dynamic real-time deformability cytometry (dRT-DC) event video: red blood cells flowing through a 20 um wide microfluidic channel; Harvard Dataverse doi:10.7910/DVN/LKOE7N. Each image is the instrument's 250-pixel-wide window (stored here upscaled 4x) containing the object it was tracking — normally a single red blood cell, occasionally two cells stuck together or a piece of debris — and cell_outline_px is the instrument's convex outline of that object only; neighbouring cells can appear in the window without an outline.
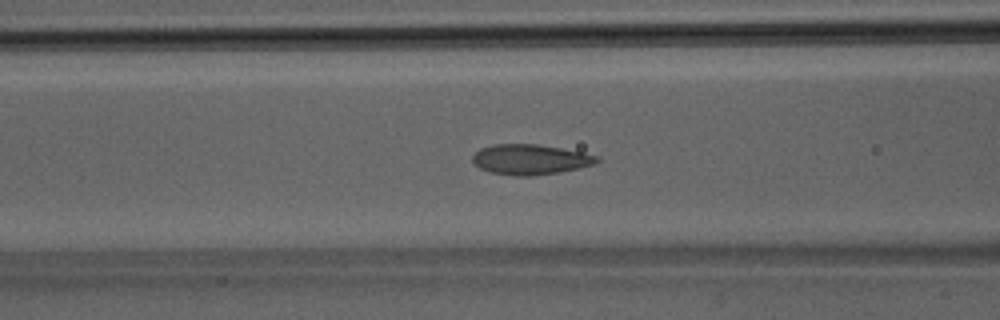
{"species": "Egyptian fruit bat (a non-hibernating species)", "species_latin": "Rousettus aegyptiacus", "temperature_condition": "room temperature", "stored_images_in_passage": 31, "camera_frame_rate_fps": 3000, "um_per_image_px": 0.085, "animal": {"sex": "male"}, "frame": {"image": 1, "passage_image": 10, "time_ms": 3.0, "image_size_px": [1000, 320], "cell_outline_px": [[600, 160], [592, 164], [580, 168], [560, 172], [532, 176], [512, 176], [488, 172], [480, 168], [472, 160], [472, 156], [480, 148], [492, 144], [536, 144], [560, 148], [600, 156]], "centroid_in_image_um": [45.05, 13.56], "position_along_channel_um": 121.6, "area_um2": 21.96}}
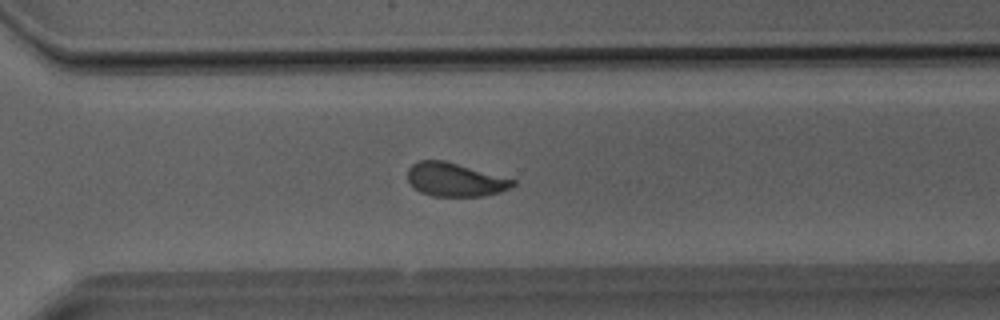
{"frame": {"image": 2, "passage_image": 22, "time_ms": 7.0, "image_size_px": [1000, 320], "cell_outline_px": [[516, 184], [500, 192], [484, 196], [432, 196], [420, 192], [408, 180], [408, 168], [412, 164], [420, 160], [444, 160], [516, 180]], "centroid_in_image_um": [38.67, 15.27], "position_along_channel_um": 331.9, "area_um2": 20.4}}
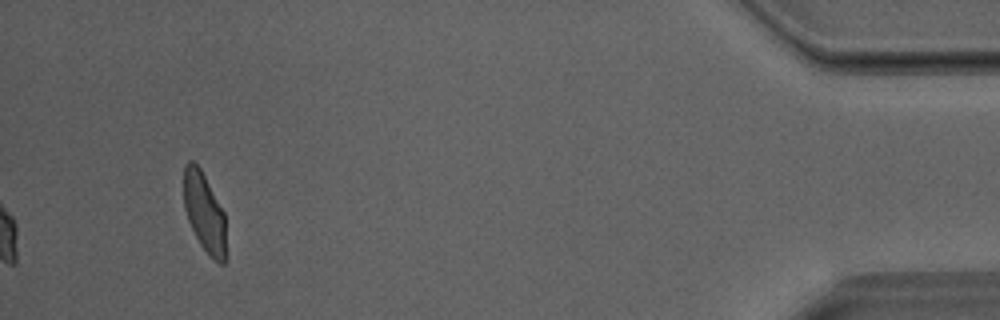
{"frame": {"image": 3, "passage_image": 31, "time_ms": 10.0, "image_size_px": [1000, 320], "cell_outline_px": [[228, 260], [224, 264], [220, 264], [200, 244], [188, 220], [184, 208], [184, 164], [188, 160], [192, 160], [200, 168], [224, 212], [228, 256]], "centroid_in_image_um": [17.41, 18.1], "position_along_channel_um": 417.8, "area_um2": 19.71}}